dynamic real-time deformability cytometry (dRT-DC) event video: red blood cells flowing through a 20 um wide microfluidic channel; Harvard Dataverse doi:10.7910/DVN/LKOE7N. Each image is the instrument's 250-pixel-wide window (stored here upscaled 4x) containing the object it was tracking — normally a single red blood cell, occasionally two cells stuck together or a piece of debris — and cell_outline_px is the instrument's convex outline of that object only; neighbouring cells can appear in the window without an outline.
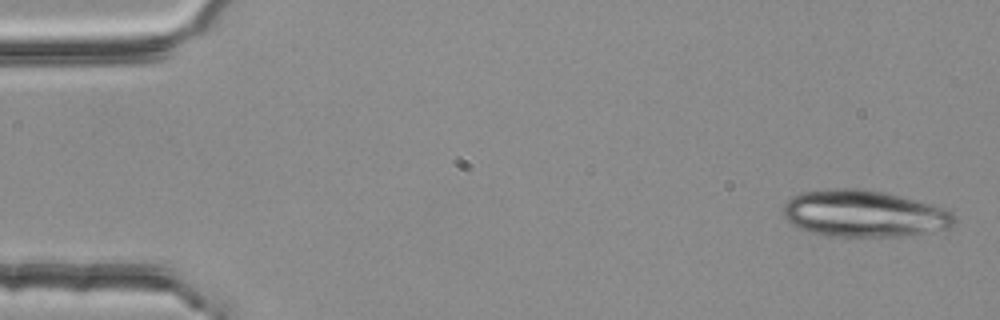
{"species": "common noctule bat (a hibernating species)", "species_latin": "Nyctalus noctula", "temperature_condition": "room temperature", "stored_images_in_passage": 4, "camera_frame_rate_fps": 3000, "um_per_image_px": 0.085, "animal": {"sex": "female", "body_mass_g": 25.1}, "frame": {"image": 1, "passage_image": 1, "time_ms": 0.0, "image_size_px": [1000, 320], "cell_outline_px": [[956, 224], [948, 228], [900, 236], [828, 236], [796, 228], [784, 216], [784, 204], [792, 196], [800, 192], [824, 188], [864, 188], [884, 192], [944, 208], [952, 212], [956, 220]], "centroid_in_image_um": [73.39, 18.14], "position_along_channel_um": 11.6, "area_um2": 46.59}}